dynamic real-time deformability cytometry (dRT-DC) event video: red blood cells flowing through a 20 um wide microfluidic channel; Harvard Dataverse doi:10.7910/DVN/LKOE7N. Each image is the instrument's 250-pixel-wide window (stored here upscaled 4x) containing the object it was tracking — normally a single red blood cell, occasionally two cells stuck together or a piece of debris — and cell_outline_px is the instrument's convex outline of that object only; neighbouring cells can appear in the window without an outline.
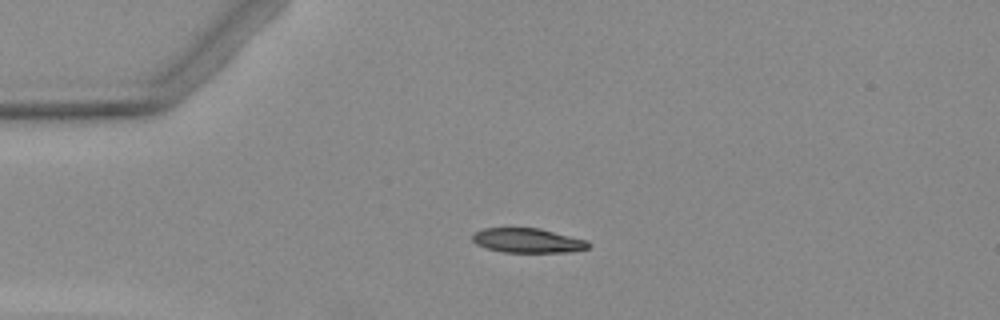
{"species": "Egyptian fruit bat (a non-hibernating species)", "species_latin": "Rousettus aegyptiacus", "temperature_condition": "warm", "stored_images_in_passage": 4, "camera_frame_rate_fps": 3000, "um_per_image_px": 0.085, "animal": {"sex": "female"}, "frame": {"image": 1, "passage_image": 3, "time_ms": 2.667, "image_size_px": [1000, 320], "cell_outline_px": [[592, 244], [588, 248], [572, 252], [504, 252], [488, 248], [476, 244], [472, 240], [472, 236], [476, 232], [484, 228], [540, 228], [588, 240]], "centroid_in_image_um": [44.91, 20.44], "position_along_channel_um": 40.1, "area_um2": 16.59}}